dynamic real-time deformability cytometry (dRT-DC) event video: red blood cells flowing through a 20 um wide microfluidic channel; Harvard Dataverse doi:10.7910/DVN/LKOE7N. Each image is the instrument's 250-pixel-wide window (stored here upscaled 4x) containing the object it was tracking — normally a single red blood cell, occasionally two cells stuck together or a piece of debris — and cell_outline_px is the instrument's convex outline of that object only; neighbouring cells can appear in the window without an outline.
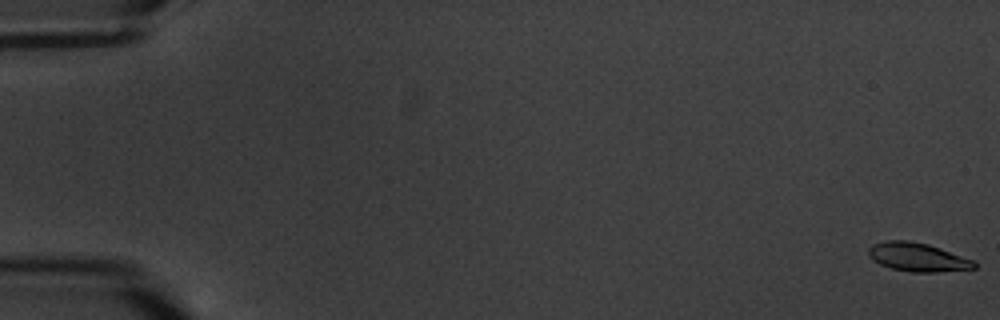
{"species": "common noctule bat (a hibernating species)", "species_latin": "Nyctalus noctula", "temperature_condition": "warm", "stored_images_in_passage": 4, "camera_frame_rate_fps": 3000, "um_per_image_px": 0.085, "animal": {"sex": "male", "body_mass_g": 20.1, "forearm_length_mm": 53.5}, "frame": {"image": 1, "passage_image": 1, "time_ms": 0.0, "image_size_px": [1000, 320], "cell_outline_px": [[976, 268], [936, 272], [912, 272], [892, 268], [880, 264], [872, 260], [868, 256], [868, 248], [872, 244], [884, 240], [908, 240], [928, 244], [976, 260]], "centroid_in_image_um": [77.99, 21.84], "position_along_channel_um": 7.0, "area_um2": 17.8}}